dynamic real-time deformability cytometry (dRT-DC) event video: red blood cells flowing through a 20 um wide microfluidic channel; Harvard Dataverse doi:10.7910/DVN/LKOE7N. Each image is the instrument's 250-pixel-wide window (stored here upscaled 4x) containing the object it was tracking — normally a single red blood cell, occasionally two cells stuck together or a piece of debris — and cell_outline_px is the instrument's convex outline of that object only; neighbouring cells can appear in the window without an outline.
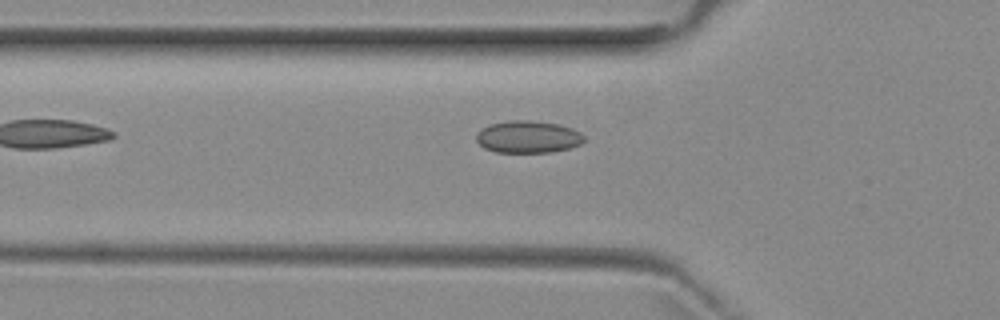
{"species": "common noctule bat (a hibernating species)", "species_latin": "Nyctalus noctula", "temperature_condition": "room temperature", "stored_images_in_passage": 5, "camera_frame_rate_fps": 3000, "um_per_image_px": 0.085, "animal": {"sex": "female", "body_mass_g": 29.2, "forearm_length_mm": 56.3}, "frame": {"image": 1, "passage_image": 5, "time_ms": 4.667, "image_size_px": [1000, 320], "cell_outline_px": [[584, 140], [580, 144], [568, 148], [552, 152], [496, 152], [484, 148], [476, 140], [476, 132], [480, 128], [488, 124], [508, 120], [528, 120], [560, 124], [572, 128], [580, 132], [584, 136]], "centroid_in_image_um": [44.84, 11.62], "position_along_channel_um": 81.0, "area_um2": 20.4}}